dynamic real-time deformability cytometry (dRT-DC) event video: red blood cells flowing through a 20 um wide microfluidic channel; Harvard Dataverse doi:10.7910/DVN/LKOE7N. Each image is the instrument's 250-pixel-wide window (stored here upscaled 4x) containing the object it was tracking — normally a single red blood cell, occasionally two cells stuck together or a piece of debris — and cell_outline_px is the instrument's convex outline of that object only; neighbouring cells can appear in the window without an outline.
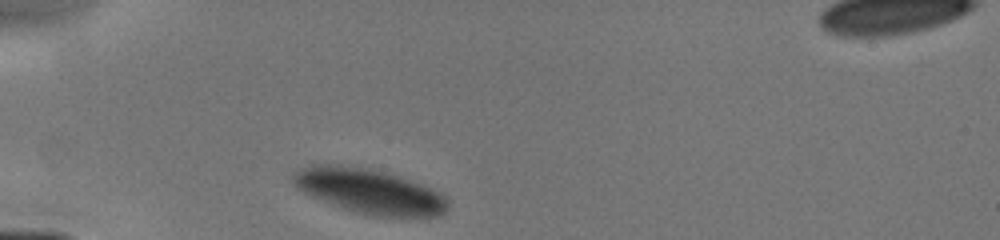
{"species": "human", "species_latin": "Homo sapiens", "temperature_condition": "cold", "stored_images_in_passage": 15, "camera_frame_rate_fps": 3000, "um_per_image_px": 0.085, "donor": {"sex": "male"}, "frame": {"image": 1, "passage_image": 1, "time_ms": 0.0, "image_size_px": [1000, 240], "cell_outline_px": [[448, 208], [440, 216], [372, 216], [352, 212], [312, 196], [296, 188], [292, 184], [292, 172], [296, 168], [312, 164], [340, 164], [368, 168], [396, 176], [420, 184], [444, 196], [448, 200]], "centroid_in_image_um": [31.3, 16.24], "position_along_channel_um": 53.7, "area_um2": 40.29}}
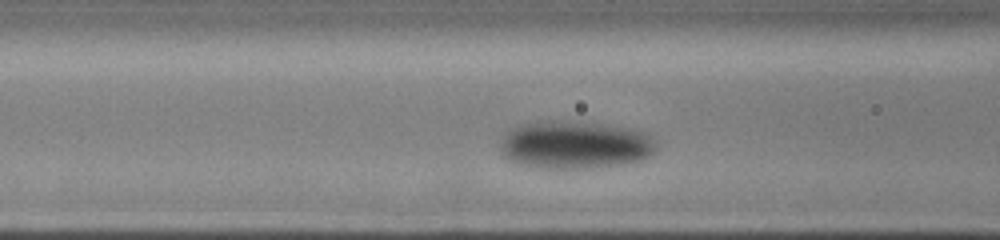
{"frame": {"image": 2, "passage_image": 10, "time_ms": 2.0, "image_size_px": [1000, 240], "cell_outline_px": [[656, 144], [652, 152], [648, 156], [640, 160], [600, 168], [540, 168], [520, 164], [508, 160], [504, 156], [500, 144], [508, 128], [516, 124], [536, 120], [580, 120], [604, 124], [644, 132], [652, 136]], "centroid_in_image_um": [48.8, 12.28], "position_along_channel_um": 117.8, "area_um2": 44.16}}
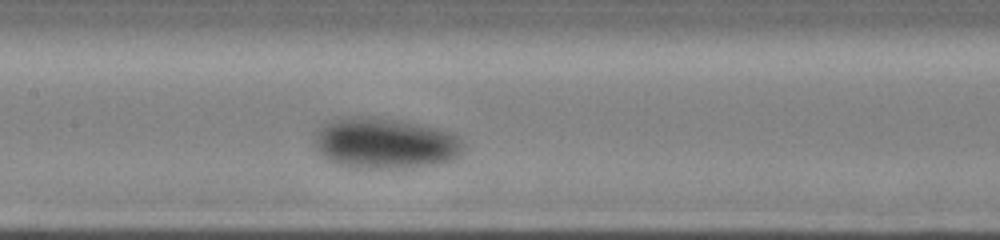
{"frame": {"image": 3, "passage_image": 15, "time_ms": 3.333, "image_size_px": [1000, 240], "cell_outline_px": [[464, 144], [460, 152], [452, 160], [436, 164], [412, 168], [352, 168], [336, 164], [328, 160], [316, 152], [312, 144], [312, 132], [320, 124], [332, 120], [348, 116], [372, 116], [400, 120], [436, 128], [460, 136]], "centroid_in_image_um": [32.61, 12.17], "position_along_channel_um": 174.8, "area_um2": 45.2}}